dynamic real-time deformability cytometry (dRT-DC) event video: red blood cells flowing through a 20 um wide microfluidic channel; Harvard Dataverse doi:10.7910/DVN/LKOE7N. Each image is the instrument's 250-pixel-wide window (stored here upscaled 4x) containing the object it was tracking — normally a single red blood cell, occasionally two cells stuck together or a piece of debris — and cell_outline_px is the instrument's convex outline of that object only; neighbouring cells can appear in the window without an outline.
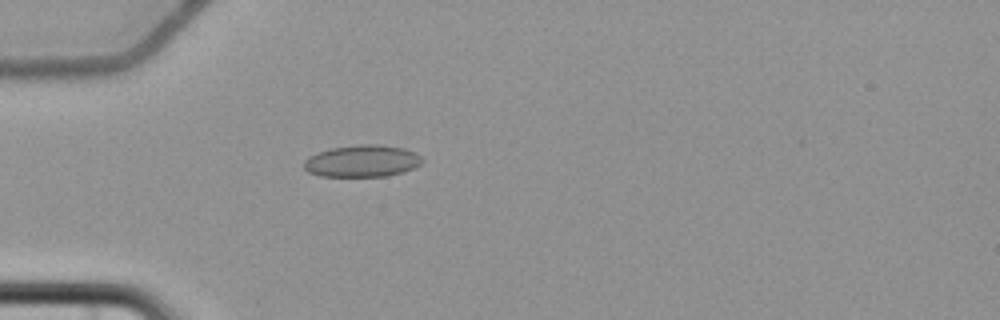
{"species": "common noctule bat (a hibernating species)", "species_latin": "Nyctalus noctula", "temperature_condition": "cold", "stored_images_in_passage": 4, "camera_frame_rate_fps": 3000, "um_per_image_px": 0.085, "animal": {"sex": "female", "body_mass_g": 22.7, "forearm_length_mm": 54.2}, "frame": {"image": 1, "passage_image": 4, "time_ms": 5.0, "image_size_px": [1000, 320], "cell_outline_px": [[424, 160], [416, 168], [388, 176], [320, 176], [308, 172], [304, 168], [304, 160], [308, 156], [332, 148], [360, 144], [380, 144], [404, 148], [416, 152]], "centroid_in_image_um": [30.81, 13.68], "position_along_channel_um": 54.2, "area_um2": 22.14}}